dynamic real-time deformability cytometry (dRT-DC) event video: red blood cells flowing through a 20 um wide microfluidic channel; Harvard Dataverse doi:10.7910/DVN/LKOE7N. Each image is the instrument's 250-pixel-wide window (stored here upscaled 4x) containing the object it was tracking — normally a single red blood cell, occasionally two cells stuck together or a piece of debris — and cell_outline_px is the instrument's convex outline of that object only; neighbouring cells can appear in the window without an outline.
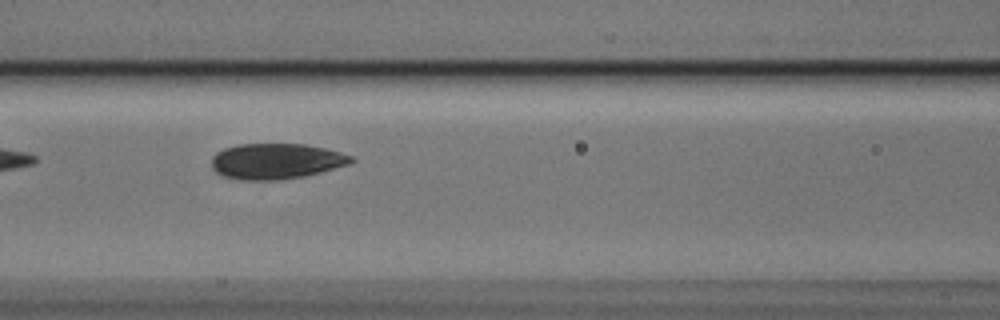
{"species": "Egyptian fruit bat (a non-hibernating species)", "species_latin": "Rousettus aegyptiacus", "temperature_condition": "cold", "stored_images_in_passage": 6, "camera_frame_rate_fps": 3000, "um_per_image_px": 0.085, "animal": {"sex": "male"}, "frame": {"image": 1, "passage_image": 6, "time_ms": 1.667, "image_size_px": [1000, 320], "cell_outline_px": [[356, 160], [348, 164], [320, 172], [304, 176], [276, 180], [244, 180], [224, 176], [216, 172], [212, 168], [212, 156], [216, 152], [224, 148], [240, 144], [304, 144], [324, 148], [340, 152], [352, 156]], "centroid_in_image_um": [23.45, 13.7], "position_along_channel_um": 143.1, "area_um2": 28.84}}